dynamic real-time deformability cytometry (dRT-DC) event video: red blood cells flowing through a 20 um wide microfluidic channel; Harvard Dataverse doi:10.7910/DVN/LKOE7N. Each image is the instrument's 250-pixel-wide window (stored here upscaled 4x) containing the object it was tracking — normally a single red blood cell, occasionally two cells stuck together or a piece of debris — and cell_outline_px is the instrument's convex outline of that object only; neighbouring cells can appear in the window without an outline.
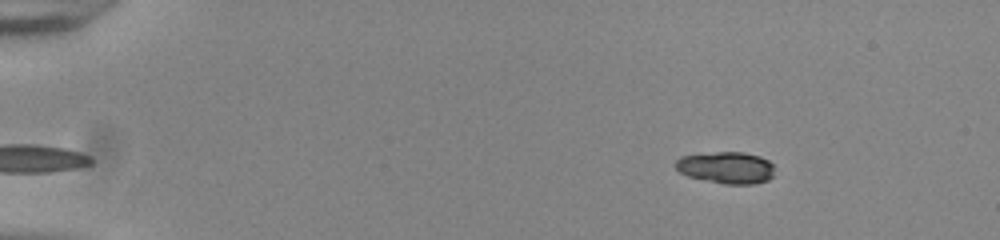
{"species": "common noctule bat (a hibernating species)", "species_latin": "Nyctalus noctula", "temperature_condition": "room temperature", "stored_images_in_passage": 47, "camera_frame_rate_fps": 3000, "um_per_image_px": 0.085, "animal": {"sex": "male", "body_mass_g": 20.0, "forearm_length_mm": 53.3}, "frame": {"image": 1, "passage_image": 1, "time_ms": 0.0, "image_size_px": [1000, 240], "cell_outline_px": [[772, 176], [768, 180], [756, 184], [724, 184], [688, 176], [680, 172], [672, 164], [680, 156], [716, 152], [744, 152], [760, 156], [768, 160], [772, 164]], "centroid_in_image_um": [61.71, 14.24], "position_along_channel_um": 23.3, "area_um2": 18.38}}
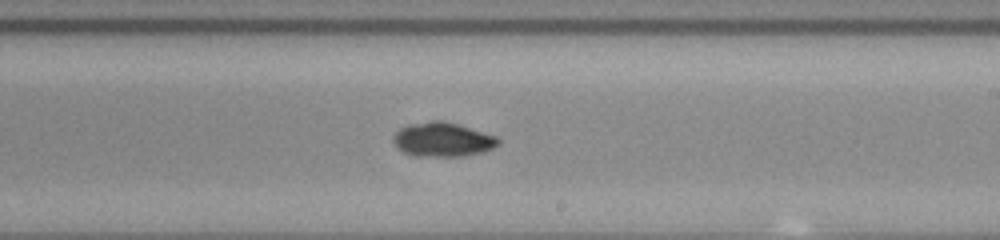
{"frame": {"image": 2, "passage_image": 27, "time_ms": 8.667, "image_size_px": [1000, 240], "cell_outline_px": [[500, 140], [492, 148], [480, 152], [460, 156], [412, 156], [396, 148], [392, 140], [392, 136], [400, 128], [408, 124], [432, 120], [444, 120], [496, 136]], "centroid_in_image_um": [37.54, 11.85], "position_along_channel_um": 251.5, "area_um2": 20.87}}
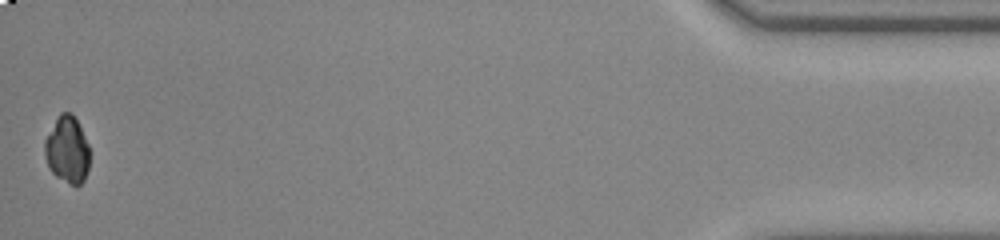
{"frame": {"image": 3, "passage_image": 47, "time_ms": 15.333, "image_size_px": [1000, 240], "cell_outline_px": [[88, 168], [84, 180], [76, 188], [68, 184], [56, 176], [48, 168], [44, 156], [44, 140], [60, 112], [72, 112], [88, 144]], "centroid_in_image_um": [5.69, 12.76], "position_along_channel_um": 429.5, "area_um2": 17.57}, "authors_computed_cell_mechanics": {"area_um2": 20.1144, "velocity_mm_per_s": 3.8879, "shape_relaxation_time_tau1_ms": 4.746, "shape_relaxation_time_tau2_ms": 4.1304, "deformation_change_tau1": 0.1754, "deformation_change_tau2": 0.0437}}